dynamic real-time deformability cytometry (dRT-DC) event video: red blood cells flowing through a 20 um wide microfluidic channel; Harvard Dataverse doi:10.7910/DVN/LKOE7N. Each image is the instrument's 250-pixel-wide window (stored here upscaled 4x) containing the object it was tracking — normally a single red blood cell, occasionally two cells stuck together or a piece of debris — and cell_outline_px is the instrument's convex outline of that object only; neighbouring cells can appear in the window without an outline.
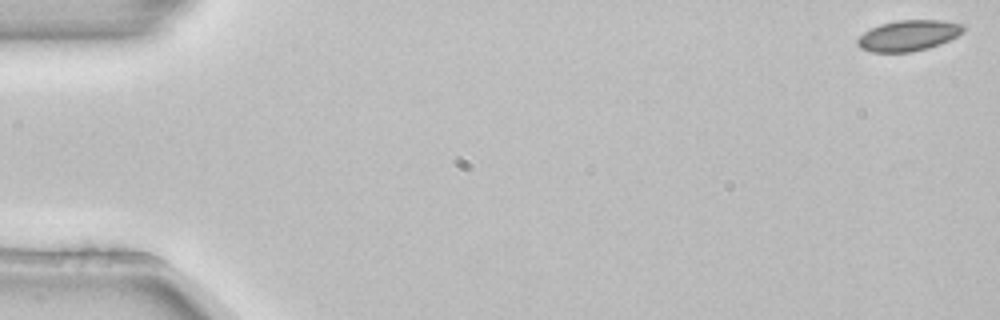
{"species": "common noctule bat (a hibernating species)", "species_latin": "Nyctalus noctula", "temperature_condition": "room temperature", "stored_images_in_passage": 5, "camera_frame_rate_fps": 3000, "um_per_image_px": 0.085, "animal": {"sex": "female", "body_mass_g": 22.7, "forearm_length_mm": 54.2}, "frame": {"image": 1, "passage_image": 1, "time_ms": 0.0, "image_size_px": [1000, 320], "cell_outline_px": [[964, 32], [940, 44], [928, 48], [912, 52], [872, 52], [860, 48], [856, 44], [856, 40], [864, 32], [880, 24], [896, 20], [940, 20], [964, 24]], "centroid_in_image_um": [77.21, 3.02], "position_along_channel_um": 7.8, "area_um2": 19.02}}
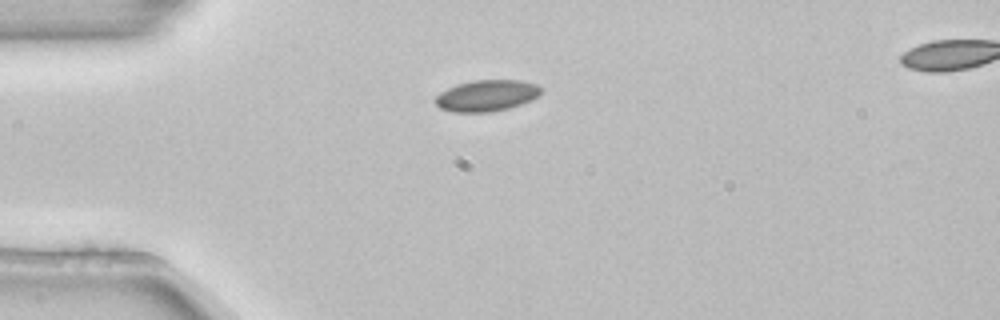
{"frame": {"image": 2, "passage_image": 4, "time_ms": 1.0, "image_size_px": [1000, 320], "cell_outline_px": [[540, 92], [532, 100], [508, 108], [488, 112], [452, 112], [440, 108], [436, 104], [436, 96], [440, 92], [448, 88], [472, 80], [520, 80], [536, 84], [540, 88]], "centroid_in_image_um": [41.35, 8.13], "position_along_channel_um": 43.7, "area_um2": 19.02}}